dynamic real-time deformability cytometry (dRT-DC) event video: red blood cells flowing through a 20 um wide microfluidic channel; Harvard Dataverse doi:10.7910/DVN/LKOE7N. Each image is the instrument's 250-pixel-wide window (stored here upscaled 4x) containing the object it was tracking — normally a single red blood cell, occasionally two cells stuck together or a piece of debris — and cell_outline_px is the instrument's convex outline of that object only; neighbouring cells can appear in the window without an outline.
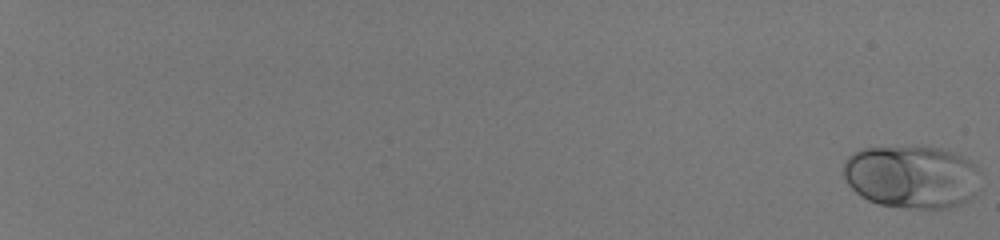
{"species": "human", "species_latin": "Homo sapiens", "temperature_condition": "room temperature", "stored_images_in_passage": 57, "camera_frame_rate_fps": 3000, "um_per_image_px": 0.085, "donor": {"sex": "male"}, "frame": {"image": 1, "passage_image": 1, "time_ms": 0.0, "image_size_px": [1000, 240], "cell_outline_px": [[980, 172], [976, 192], [968, 200], [960, 204], [948, 208], [908, 208], [880, 204], [868, 200], [860, 196], [848, 184], [844, 176], [844, 160], [852, 152], [860, 148], [940, 148], [956, 152], [964, 156], [976, 164], [980, 168]], "centroid_in_image_um": [77.52, 15.03], "position_along_channel_um": 7.5, "area_um2": 50.4}}
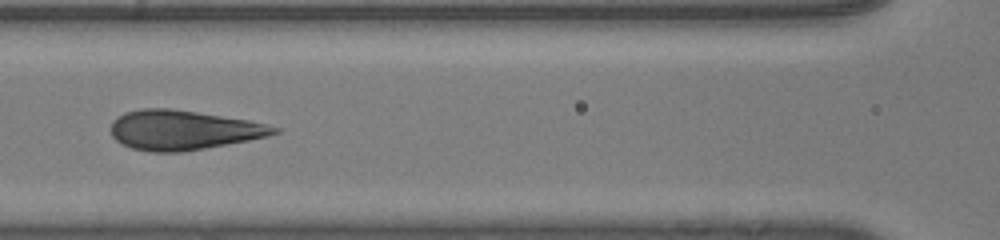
{"frame": {"image": 2, "passage_image": 33, "time_ms": 10.667, "image_size_px": [1000, 240], "cell_outline_px": [[280, 132], [268, 136], [248, 140], [204, 148], [180, 152], [152, 152], [132, 148], [120, 144], [112, 136], [112, 120], [116, 116], [124, 112], [140, 108], [172, 108], [248, 120], [268, 124], [280, 128]], "centroid_in_image_um": [15.54, 11.04], "position_along_channel_um": 151.1, "area_um2": 37.69}}
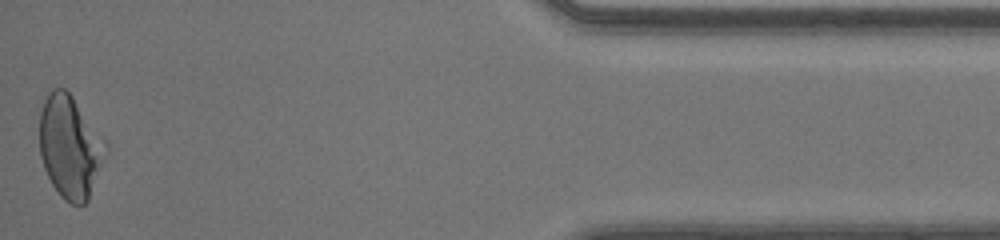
{"frame": {"image": 3, "passage_image": 57, "time_ms": 18.667, "image_size_px": [1000, 240], "cell_outline_px": [[108, 152], [88, 200], [80, 208], [64, 200], [60, 196], [52, 184], [44, 168], [40, 156], [40, 112], [44, 100], [48, 92], [52, 88], [64, 88], [72, 96], [108, 140]], "centroid_in_image_um": [5.99, 12.49], "position_along_channel_um": 429.2, "area_um2": 40.29}, "authors_computed_cell_mechanics": {"area_um2": 38.9572, "velocity_mm_per_s": 4.1288, "shape_relaxation_time_tau1_ms": 8.4003, "shape_relaxation_time_tau2_ms": null, "deformation_change_tau1": 0.2497, "deformation_change_tau2": null}}